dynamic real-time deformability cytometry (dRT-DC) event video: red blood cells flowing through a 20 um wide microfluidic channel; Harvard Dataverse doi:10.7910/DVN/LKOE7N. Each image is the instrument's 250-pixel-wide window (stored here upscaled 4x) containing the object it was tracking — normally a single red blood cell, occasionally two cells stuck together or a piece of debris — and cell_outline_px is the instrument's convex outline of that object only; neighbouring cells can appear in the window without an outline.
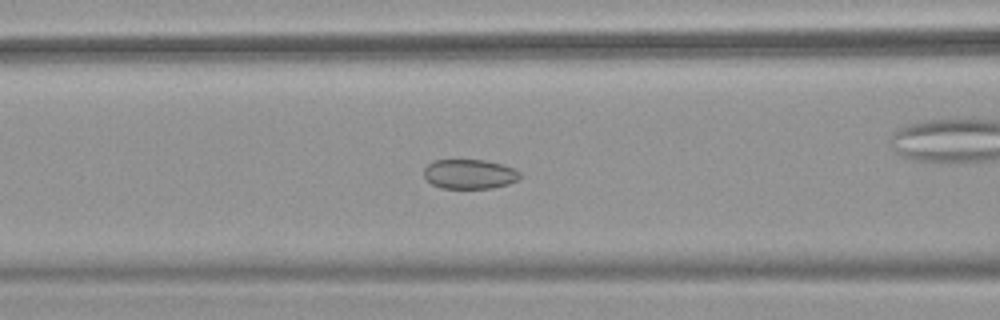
{"species": "common noctule bat (a hibernating species)", "species_latin": "Nyctalus noctula", "temperature_condition": "warm", "stored_images_in_passage": 44, "camera_frame_rate_fps": 3000, "um_per_image_px": 0.085, "animal": {"sex": "female", "body_mass_g": 18.4}, "frame": {"image": 1, "passage_image": 13, "time_ms": 4.0, "image_size_px": [1000, 320], "cell_outline_px": [[520, 180], [508, 184], [492, 188], [440, 188], [432, 184], [424, 176], [424, 168], [428, 164], [436, 160], [484, 160], [500, 164], [512, 168], [520, 172]], "centroid_in_image_um": [39.91, 14.8], "position_along_channel_um": 126.7, "area_um2": 16.47}}
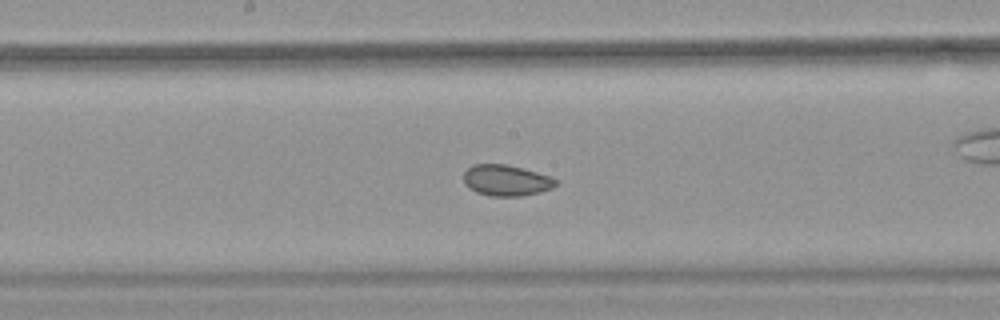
{"frame": {"image": 2, "passage_image": 19, "time_ms": 6.0, "image_size_px": [1000, 320], "cell_outline_px": [[556, 184], [552, 188], [520, 196], [488, 196], [476, 192], [468, 188], [464, 184], [464, 172], [472, 164], [504, 164], [524, 168], [548, 176], [556, 180]], "centroid_in_image_um": [42.96, 15.33], "position_along_channel_um": 205.2, "area_um2": 16.53}, "authors_computed_cell_mechanics": {"area_um2": 18.2648, "velocity_mm_per_s": 3.9485, "shape_relaxation_time_tau1_ms": null, "shape_relaxation_time_tau2_ms": 2.1318, "deformation_change_tau1": null, "deformation_change_tau2": 0.0624}}